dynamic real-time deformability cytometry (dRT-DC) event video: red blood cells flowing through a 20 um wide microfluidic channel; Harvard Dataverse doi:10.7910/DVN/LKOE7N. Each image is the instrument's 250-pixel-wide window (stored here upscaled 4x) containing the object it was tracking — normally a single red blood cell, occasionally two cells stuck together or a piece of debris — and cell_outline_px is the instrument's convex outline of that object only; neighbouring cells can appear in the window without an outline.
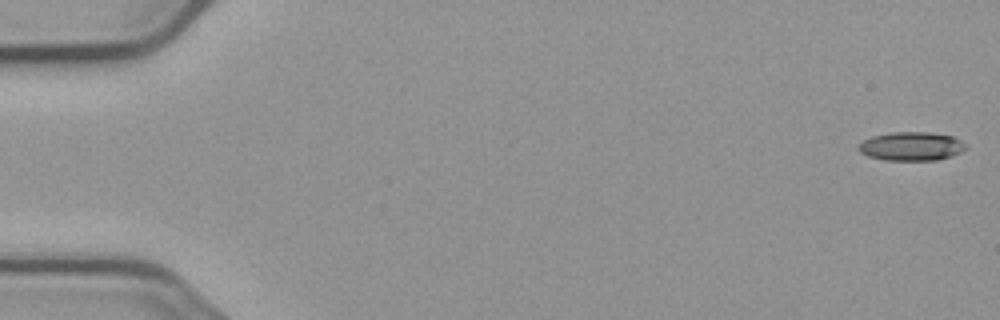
{"species": "common noctule bat (a hibernating species)", "species_latin": "Nyctalus noctula", "temperature_condition": "cold", "stored_images_in_passage": 5, "camera_frame_rate_fps": 3000, "um_per_image_px": 0.085, "animal": {"sex": "male", "body_mass_g": 23.1, "forearm_length_mm": 52.7}, "frame": {"image": 1, "passage_image": 1, "time_ms": 0.0, "image_size_px": [1000, 320], "cell_outline_px": [[968, 148], [952, 156], [936, 160], [884, 160], [868, 156], [860, 152], [856, 148], [864, 140], [872, 136], [892, 132], [928, 132], [952, 136], [968, 144]], "centroid_in_image_um": [77.48, 12.43], "position_along_channel_um": 7.5, "area_um2": 18.03}}